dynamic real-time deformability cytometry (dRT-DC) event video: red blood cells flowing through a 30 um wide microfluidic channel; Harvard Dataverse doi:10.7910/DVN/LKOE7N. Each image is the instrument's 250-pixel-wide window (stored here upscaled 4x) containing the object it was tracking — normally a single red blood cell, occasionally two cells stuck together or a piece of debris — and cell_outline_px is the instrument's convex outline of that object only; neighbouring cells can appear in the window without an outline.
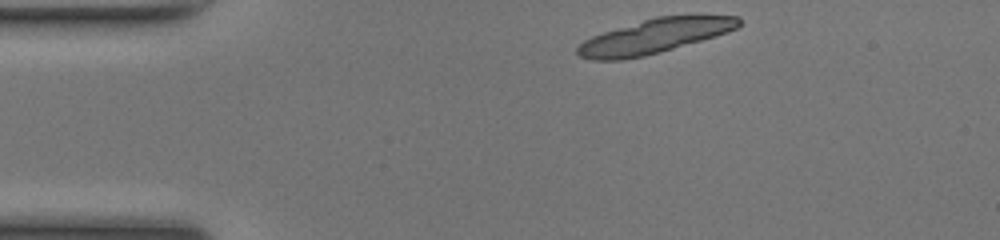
{"species": "common noctule bat (a hibernating species)", "species_latin": "Nyctalus noctula", "temperature_condition": "room temperature", "stored_images_in_passage": 10, "camera_frame_rate_fps": 3000, "um_per_image_px": 0.085, "animal": {"sex": "female", "body_mass_g": 17.0, "forearm_length_mm": 48.0}, "frame": {"image": 1, "passage_image": 1, "time_ms": 0.0, "image_size_px": [1000, 240], "cell_outline_px": [[740, 24], [736, 28], [728, 32], [716, 36], [660, 52], [644, 56], [624, 60], [592, 60], [580, 56], [576, 52], [576, 48], [584, 40], [592, 36], [604, 32], [656, 16], [740, 16]], "centroid_in_image_um": [55.61, 3.09], "position_along_channel_um": 29.4, "area_um2": 31.91}}